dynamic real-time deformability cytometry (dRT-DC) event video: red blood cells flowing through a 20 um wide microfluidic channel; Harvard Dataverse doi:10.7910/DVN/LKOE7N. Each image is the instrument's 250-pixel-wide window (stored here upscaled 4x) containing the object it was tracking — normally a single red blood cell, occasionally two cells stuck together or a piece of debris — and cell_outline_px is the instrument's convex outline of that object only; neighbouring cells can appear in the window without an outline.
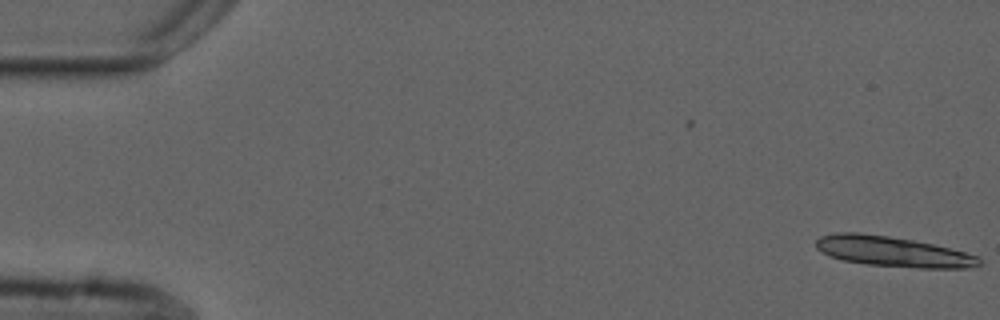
{"species": "common noctule bat (a hibernating species)", "species_latin": "Nyctalus noctula", "temperature_condition": "cold", "stored_images_in_passage": 2, "camera_frame_rate_fps": 3000, "um_per_image_px": 0.085, "animal": {"sex": "male", "forearm_length_mm": 52.5}, "frame": {"image": 1, "passage_image": 2, "time_ms": 0.333, "image_size_px": [1000, 320], "cell_outline_px": [[984, 264], [964, 268], [920, 268], [868, 264], [844, 260], [828, 256], [816, 248], [816, 240], [820, 236], [836, 232], [860, 232], [888, 236], [912, 240], [932, 244], [980, 256]], "centroid_in_image_um": [75.89, 21.38], "position_along_channel_um": 9.1, "area_um2": 28.73}}